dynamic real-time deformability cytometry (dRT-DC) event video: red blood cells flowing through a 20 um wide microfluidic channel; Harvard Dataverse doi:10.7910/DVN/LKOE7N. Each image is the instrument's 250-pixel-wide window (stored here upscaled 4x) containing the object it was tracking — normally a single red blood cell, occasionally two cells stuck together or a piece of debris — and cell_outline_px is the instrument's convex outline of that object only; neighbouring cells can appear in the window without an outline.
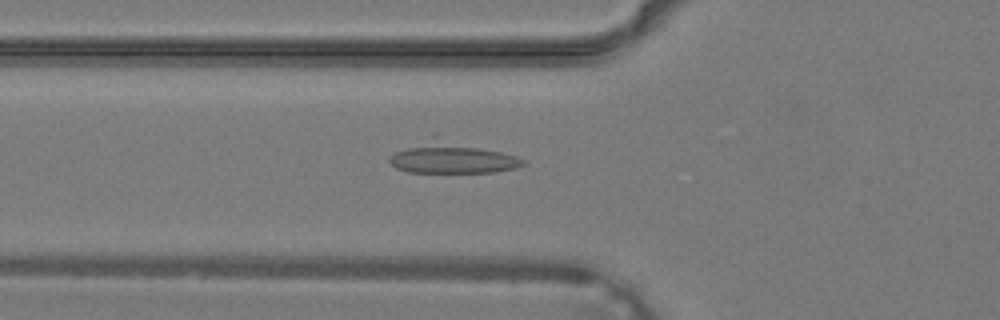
{"species": "common noctule bat (a hibernating species)", "species_latin": "Nyctalus noctula", "temperature_condition": "warm", "stored_images_in_passage": 27, "camera_frame_rate_fps": 3000, "um_per_image_px": 0.085, "animal": {"sex": "male", "body_mass_g": 19.2, "forearm_length_mm": 51.8}, "frame": {"image": 1, "passage_image": 2, "time_ms": 0.333, "image_size_px": [1000, 320], "cell_outline_px": [[528, 164], [516, 168], [492, 172], [408, 172], [396, 168], [388, 160], [388, 156], [396, 152], [436, 136], [516, 156], [524, 160]], "centroid_in_image_um": [38.43, 13.43], "position_along_channel_um": 87.4, "area_um2": 23.76}}
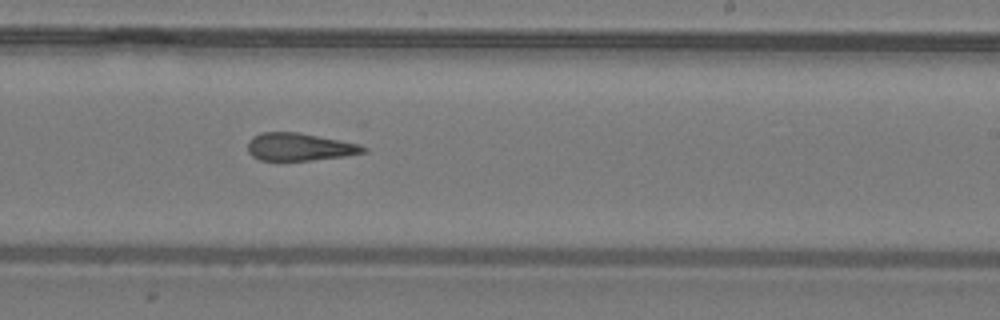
{"frame": {"image": 2, "passage_image": 12, "time_ms": 3.667, "image_size_px": [1000, 320], "cell_outline_px": [[368, 152], [344, 156], [312, 160], [260, 160], [252, 156], [248, 152], [248, 140], [252, 136], [260, 132], [300, 132], [360, 144], [368, 148]], "centroid_in_image_um": [25.46, 12.48], "position_along_channel_um": 263.5, "area_um2": 18.79}}
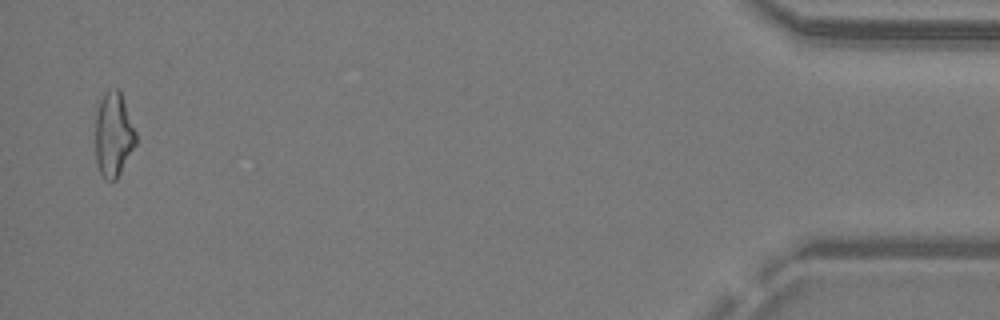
{"frame": {"image": 3, "passage_image": 26, "time_ms": 8.333, "image_size_px": [1000, 320], "cell_outline_px": [[136, 144], [116, 180], [108, 180], [100, 172], [96, 160], [96, 112], [100, 100], [108, 88], [120, 88], [136, 132]], "centroid_in_image_um": [9.66, 11.39], "position_along_channel_um": 425.5, "area_um2": 19.94}}